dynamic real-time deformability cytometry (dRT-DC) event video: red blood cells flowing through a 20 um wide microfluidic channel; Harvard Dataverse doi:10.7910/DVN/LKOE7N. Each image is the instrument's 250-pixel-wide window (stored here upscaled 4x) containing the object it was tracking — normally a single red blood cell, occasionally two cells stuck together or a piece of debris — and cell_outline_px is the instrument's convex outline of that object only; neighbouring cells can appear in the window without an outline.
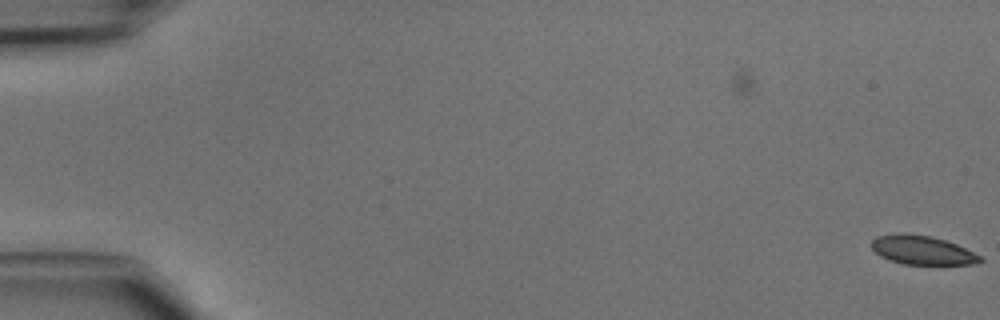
{"species": "common noctule bat (a hibernating species)", "species_latin": "Nyctalus noctula", "temperature_condition": "cold", "stored_images_in_passage": 5, "camera_frame_rate_fps": 3000, "um_per_image_px": 0.085, "animal": {"sex": "male", "body_mass_g": 15.6}, "frame": {"image": 1, "passage_image": 5, "time_ms": 1.333, "image_size_px": [1000, 320], "cell_outline_px": [[984, 260], [972, 264], [904, 264], [888, 260], [880, 256], [868, 244], [876, 236], [892, 232], [904, 232], [932, 236], [956, 244], [980, 256]], "centroid_in_image_um": [78.29, 21.23], "position_along_channel_um": 6.7, "area_um2": 18.5}}